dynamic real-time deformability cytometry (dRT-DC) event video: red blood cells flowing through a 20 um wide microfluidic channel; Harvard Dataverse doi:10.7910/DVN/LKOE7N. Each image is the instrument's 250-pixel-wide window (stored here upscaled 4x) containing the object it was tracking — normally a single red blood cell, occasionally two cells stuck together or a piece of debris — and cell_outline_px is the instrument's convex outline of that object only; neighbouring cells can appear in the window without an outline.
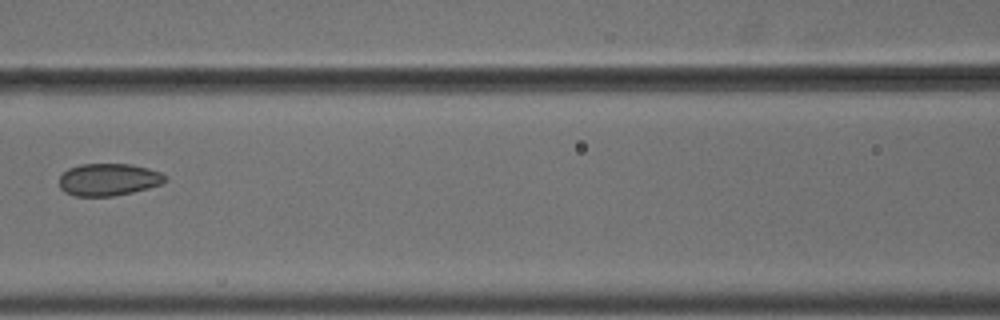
{"species": "common noctule bat (a hibernating species)", "species_latin": "Nyctalus noctula", "temperature_condition": "cold", "stored_images_in_passage": 8, "camera_frame_rate_fps": 3000, "um_per_image_px": 0.085, "animal": {"sex": "male", "body_mass_g": 18.8}, "frame": {"image": 1, "passage_image": 8, "time_ms": 2.333, "image_size_px": [1000, 320], "cell_outline_px": [[168, 180], [160, 184], [148, 188], [132, 192], [112, 196], [76, 196], [64, 192], [60, 188], [60, 176], [68, 168], [80, 164], [132, 164], [148, 168], [160, 172], [168, 176]], "centroid_in_image_um": [9.24, 15.26], "position_along_channel_um": 157.4, "area_um2": 20.0}}